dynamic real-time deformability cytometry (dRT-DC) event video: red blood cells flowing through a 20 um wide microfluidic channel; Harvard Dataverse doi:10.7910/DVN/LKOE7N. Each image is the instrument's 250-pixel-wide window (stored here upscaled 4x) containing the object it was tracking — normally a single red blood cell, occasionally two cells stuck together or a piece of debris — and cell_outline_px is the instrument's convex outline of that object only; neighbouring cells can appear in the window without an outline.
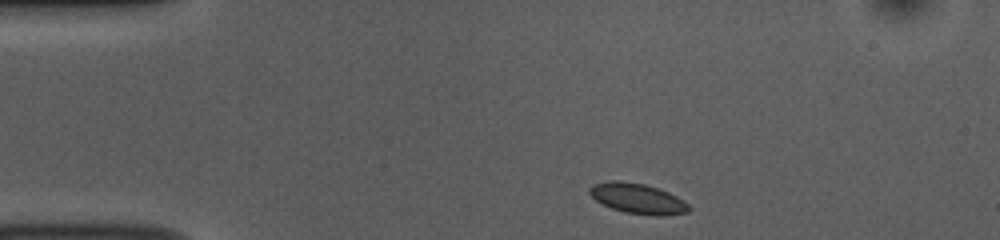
{"species": "common noctule bat (a hibernating species)", "species_latin": "Nyctalus noctula", "temperature_condition": "room temperature", "stored_images_in_passage": 44, "camera_frame_rate_fps": 3000, "um_per_image_px": 0.085, "animal": {"sex": "female", "body_mass_g": 10.0, "forearm_length_mm": 53.1}, "frame": {"image": 1, "passage_image": 1, "time_ms": 0.0, "image_size_px": [1000, 240], "cell_outline_px": [[692, 208], [688, 212], [664, 216], [656, 216], [624, 212], [612, 208], [596, 200], [588, 192], [588, 188], [592, 184], [608, 180], [620, 180], [644, 184], [668, 192], [684, 200]], "centroid_in_image_um": [54.2, 16.87], "position_along_channel_um": 30.8, "area_um2": 17.63}}
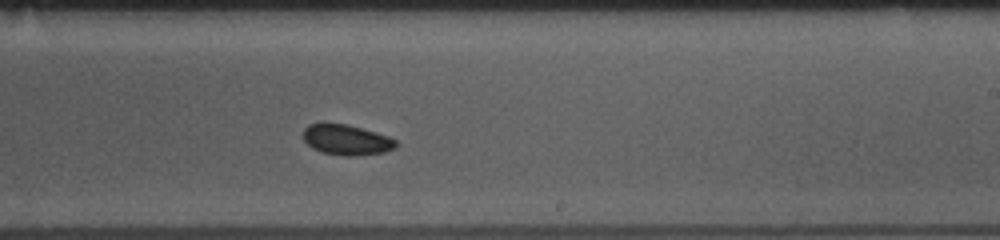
{"frame": {"image": 2, "passage_image": 23, "time_ms": 7.333, "image_size_px": [1000, 240], "cell_outline_px": [[396, 148], [384, 152], [356, 156], [344, 156], [324, 152], [312, 148], [304, 140], [304, 128], [308, 124], [324, 120], [348, 124], [376, 132], [388, 136], [396, 140]], "centroid_in_image_um": [29.42, 11.84], "position_along_channel_um": 259.6, "area_um2": 16.88}}
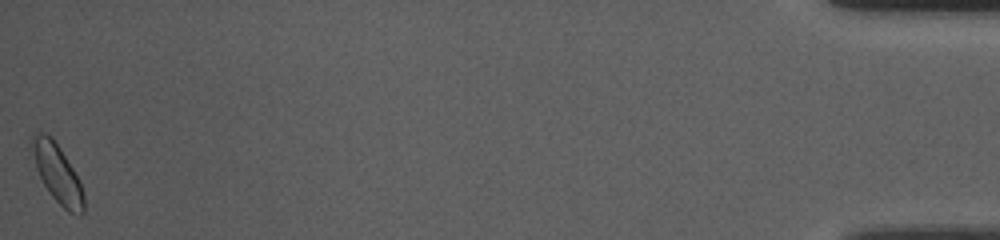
{"frame": {"image": 3, "passage_image": 44, "time_ms": 14.333, "image_size_px": [1000, 240], "cell_outline_px": [[84, 212], [80, 216], [68, 212], [48, 192], [28, 156], [28, 140], [36, 132], [44, 132], [52, 136], [60, 148], [80, 180], [84, 196]], "centroid_in_image_um": [4.79, 14.67], "position_along_channel_um": 430.4, "area_um2": 18.5}}